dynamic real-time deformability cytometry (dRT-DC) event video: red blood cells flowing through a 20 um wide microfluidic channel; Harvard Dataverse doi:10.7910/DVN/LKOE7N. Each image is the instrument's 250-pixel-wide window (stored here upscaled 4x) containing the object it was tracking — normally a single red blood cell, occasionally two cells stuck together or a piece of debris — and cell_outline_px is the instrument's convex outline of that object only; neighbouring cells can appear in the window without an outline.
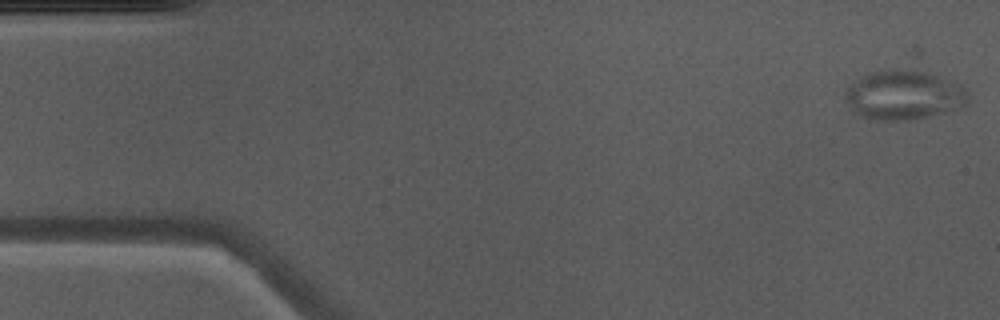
{"species": "Egyptian fruit bat (a non-hibernating species)", "species_latin": "Rousettus aegyptiacus", "temperature_condition": "warm", "stored_images_in_passage": 50, "camera_frame_rate_fps": 3000, "um_per_image_px": 0.085, "animal": {"sex": "male"}, "frame": {"image": 1, "passage_image": 1, "time_ms": 0.0, "image_size_px": [1000, 320], "cell_outline_px": [[968, 100], [964, 104], [944, 112], [928, 116], [904, 120], [884, 120], [864, 116], [844, 96], [844, 92], [852, 84], [868, 72], [924, 72], [960, 84], [968, 92]], "centroid_in_image_um": [76.87, 8.1], "position_along_channel_um": 8.1, "area_um2": 33.29}}
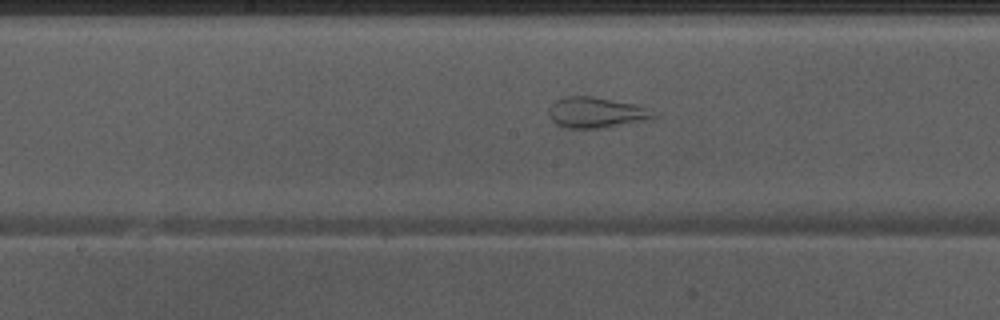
{"frame": {"image": 2, "passage_image": 25, "time_ms": 8.0, "image_size_px": [1000, 320], "cell_outline_px": [[656, 116], [648, 120], [604, 128], [568, 128], [556, 124], [552, 120], [548, 112], [548, 108], [556, 100], [564, 96], [592, 96], [636, 104], [644, 108]], "centroid_in_image_um": [50.62, 9.56], "position_along_channel_um": 197.6, "area_um2": 18.61}}
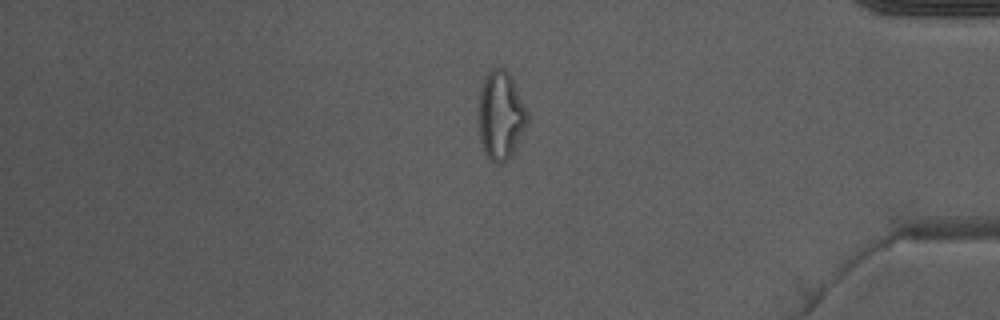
{"frame": {"image": 3, "passage_image": 42, "time_ms": 13.667, "image_size_px": [1000, 320], "cell_outline_px": [[528, 120], [512, 156], [496, 164], [484, 152], [480, 136], [480, 92], [484, 80], [488, 72], [492, 68], [504, 68], [508, 72], [528, 112]], "centroid_in_image_um": [42.58, 9.81], "position_along_channel_um": 392.6, "area_um2": 24.39}, "authors_computed_cell_mechanics": {"area_um2": 25.7499, "velocity_mm_per_s": 4.0199, "shape_relaxation_time_tau1_ms": null, "shape_relaxation_time_tau2_ms": 1.3158, "deformation_change_tau1": null, "deformation_change_tau2": 0.0913}}